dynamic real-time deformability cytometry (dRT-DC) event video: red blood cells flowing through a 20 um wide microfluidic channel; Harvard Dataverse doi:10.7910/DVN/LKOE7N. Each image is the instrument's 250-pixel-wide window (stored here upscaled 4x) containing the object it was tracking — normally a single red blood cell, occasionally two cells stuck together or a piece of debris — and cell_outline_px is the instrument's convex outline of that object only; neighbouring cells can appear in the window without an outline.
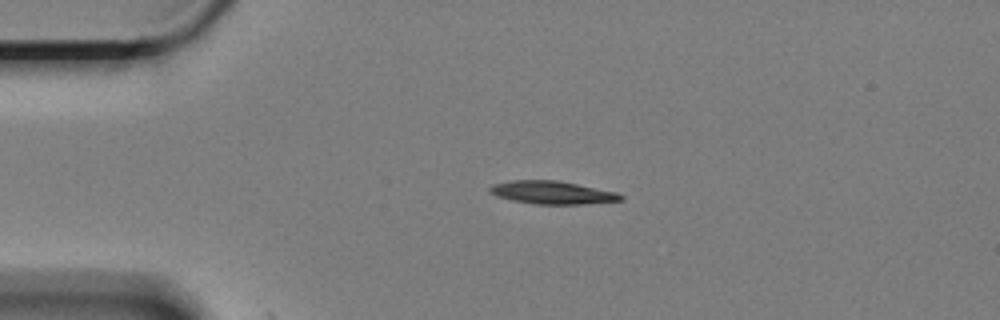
{"species": "Egyptian fruit bat (a non-hibernating species)", "species_latin": "Rousettus aegyptiacus", "temperature_condition": "cold", "stored_images_in_passage": 47, "camera_frame_rate_fps": 3000, "um_per_image_px": 0.085, "animal": {"sex": "female"}, "frame": {"image": 1, "passage_image": 1, "time_ms": 0.0, "image_size_px": [1000, 320], "cell_outline_px": [[624, 200], [580, 204], [536, 204], [496, 196], [488, 188], [492, 184], [512, 180], [556, 180], [616, 192], [624, 196]], "centroid_in_image_um": [46.95, 16.36], "position_along_channel_um": 38.1, "area_um2": 17.22}}
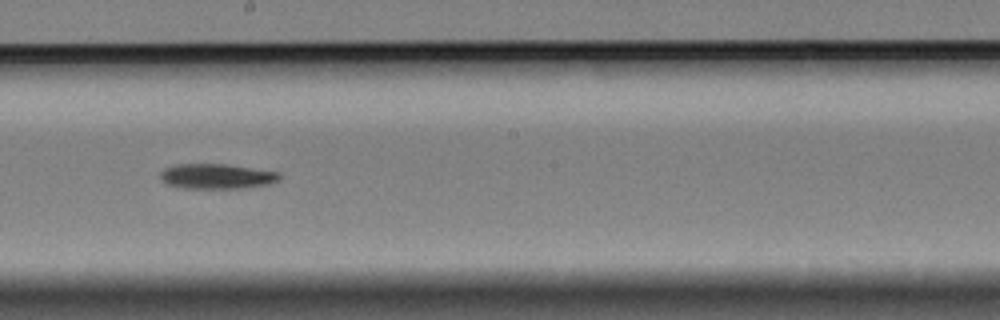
{"frame": {"image": 2, "passage_image": 21, "time_ms": 6.667, "image_size_px": [1000, 320], "cell_outline_px": [[280, 180], [268, 184], [248, 188], [184, 188], [168, 184], [160, 176], [160, 172], [164, 168], [176, 164], [224, 164], [280, 172]], "centroid_in_image_um": [18.45, 14.98], "position_along_channel_um": 229.8, "area_um2": 17.34}}
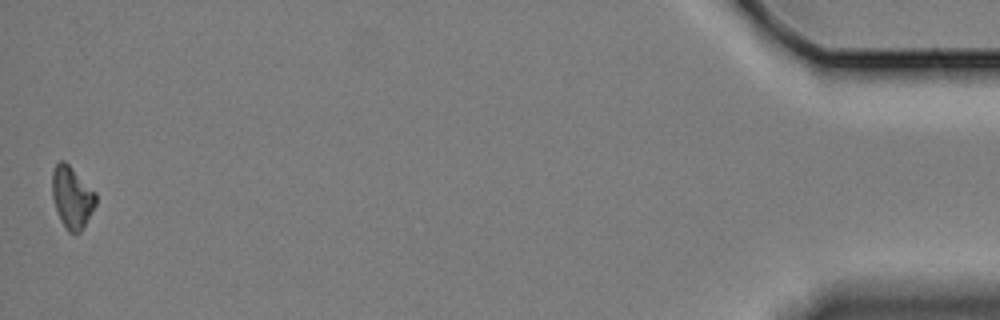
{"frame": {"image": 3, "passage_image": 47, "time_ms": 15.333, "image_size_px": [1000, 320], "cell_outline_px": [[96, 204], [92, 212], [80, 232], [68, 232], [60, 220], [52, 196], [52, 172], [56, 164], [60, 160], [64, 160], [96, 192]], "centroid_in_image_um": [6.11, 16.76], "position_along_channel_um": 429.1, "area_um2": 15.61}, "authors_computed_cell_mechanics": {"area_um2": 17.2244, "velocity_mm_per_s": 3.3368, "shape_relaxation_time_tau1_ms": 3.4969, "shape_relaxation_time_tau2_ms": null, "deformation_change_tau1": 0.1334, "deformation_change_tau2": null}}